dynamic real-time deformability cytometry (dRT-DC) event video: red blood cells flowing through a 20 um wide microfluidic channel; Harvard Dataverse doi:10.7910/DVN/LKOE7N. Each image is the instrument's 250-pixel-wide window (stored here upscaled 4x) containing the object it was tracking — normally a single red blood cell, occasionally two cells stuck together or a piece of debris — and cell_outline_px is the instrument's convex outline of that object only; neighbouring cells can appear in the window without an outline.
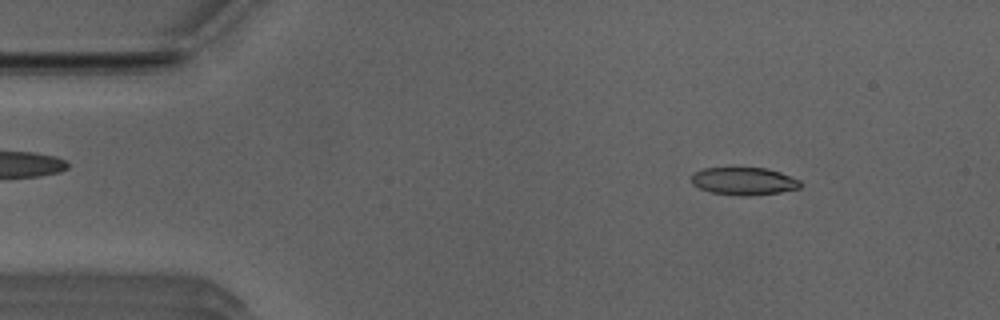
{"species": "Egyptian fruit bat (a non-hibernating species)", "species_latin": "Rousettus aegyptiacus", "temperature_condition": "room temperature", "stored_images_in_passage": 53, "camera_frame_rate_fps": 3000, "um_per_image_px": 0.085, "animal": {"sex": "male"}, "frame": {"image": 1, "passage_image": 7, "time_ms": 2.0, "image_size_px": [1000, 320], "cell_outline_px": [[804, 184], [800, 188], [780, 192], [740, 196], [712, 192], [700, 188], [692, 184], [692, 176], [696, 172], [704, 168], [768, 168], [780, 172], [800, 180]], "centroid_in_image_um": [63.27, 15.39], "position_along_channel_um": 21.7, "area_um2": 17.4}}
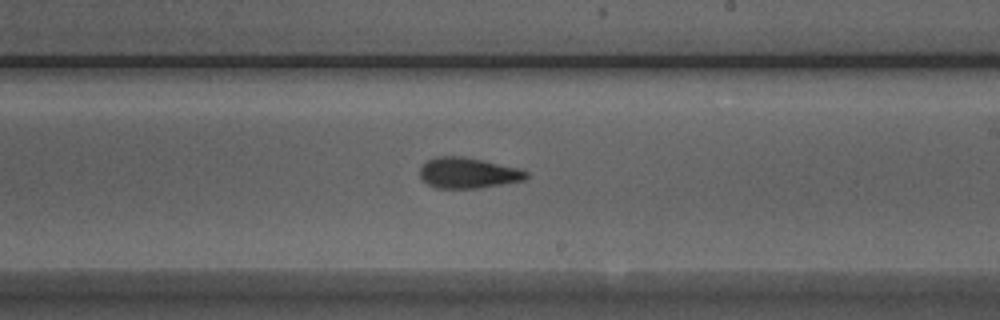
{"frame": {"image": 2, "passage_image": 30, "time_ms": 9.667, "image_size_px": [1000, 320], "cell_outline_px": [[528, 176], [524, 180], [476, 188], [436, 188], [428, 184], [420, 176], [420, 168], [428, 160], [436, 156], [460, 156], [484, 160], [520, 168], [528, 172]], "centroid_in_image_um": [39.79, 14.69], "position_along_channel_um": 249.2, "area_um2": 18.9}}
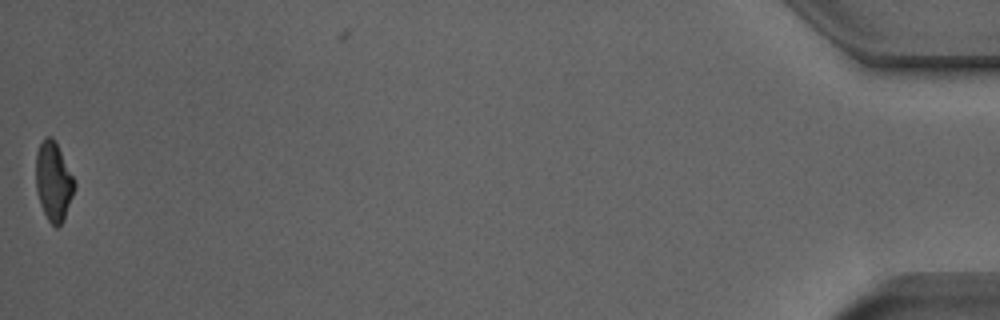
{"frame": {"image": 3, "passage_image": 52, "time_ms": 17.0, "image_size_px": [1000, 320], "cell_outline_px": [[76, 188], [64, 220], [56, 228], [48, 220], [40, 204], [36, 188], [36, 152], [44, 136], [52, 136], [56, 140], [76, 180]], "centroid_in_image_um": [4.58, 15.38], "position_along_channel_um": 430.6, "area_um2": 18.21}, "authors_computed_cell_mechanics": {"area_um2": 18.6116, "velocity_mm_per_s": 3.9181, "shape_relaxation_time_tau1_ms": 4.2206, "shape_relaxation_time_tau2_ms": 2.4558, "deformation_change_tau1": 0.1619, "deformation_change_tau2": 0.1068}}